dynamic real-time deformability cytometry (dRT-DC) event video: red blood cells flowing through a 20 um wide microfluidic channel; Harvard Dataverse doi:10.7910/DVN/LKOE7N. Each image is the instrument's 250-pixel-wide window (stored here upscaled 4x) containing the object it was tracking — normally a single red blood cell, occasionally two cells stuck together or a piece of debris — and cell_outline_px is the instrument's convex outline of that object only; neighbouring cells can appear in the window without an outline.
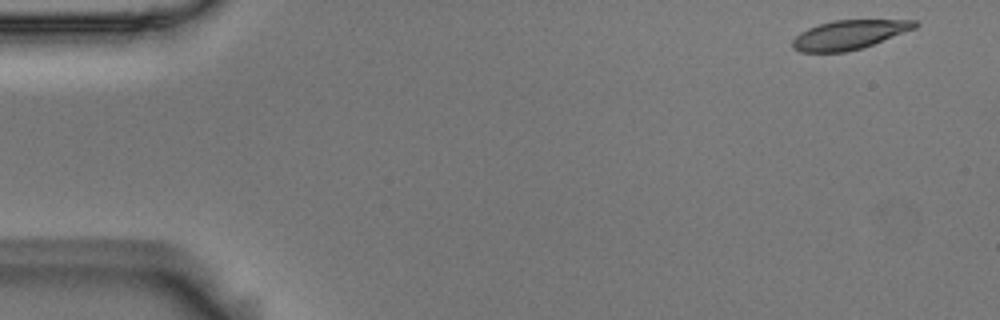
{"species": "Egyptian fruit bat (a non-hibernating species)", "species_latin": "Rousettus aegyptiacus", "temperature_condition": "room temperature", "stored_images_in_passage": 53, "camera_frame_rate_fps": 3000, "um_per_image_px": 0.085, "animal": {"sex": "male"}, "frame": {"image": 1, "passage_image": 2, "time_ms": 0.333, "image_size_px": [1000, 320], "cell_outline_px": [[920, 24], [916, 28], [872, 44], [860, 48], [844, 52], [800, 52], [792, 48], [792, 40], [800, 32], [808, 28], [832, 20], [916, 20]], "centroid_in_image_um": [72.16, 2.95], "position_along_channel_um": 12.8, "area_um2": 20.63}}
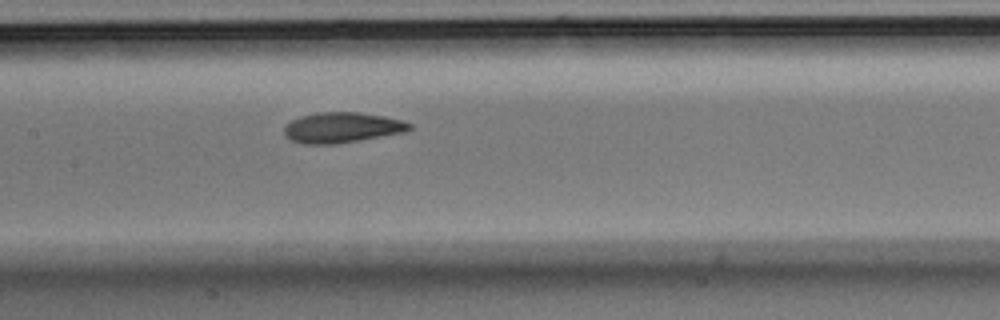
{"frame": {"image": 2, "passage_image": 25, "time_ms": 8.0, "image_size_px": [1000, 320], "cell_outline_px": [[412, 128], [404, 132], [336, 144], [304, 144], [292, 140], [284, 136], [284, 128], [292, 120], [300, 116], [316, 112], [360, 112], [384, 116], [400, 120], [412, 124]], "centroid_in_image_um": [29.05, 10.84], "position_along_channel_um": 178.4, "area_um2": 22.14}}
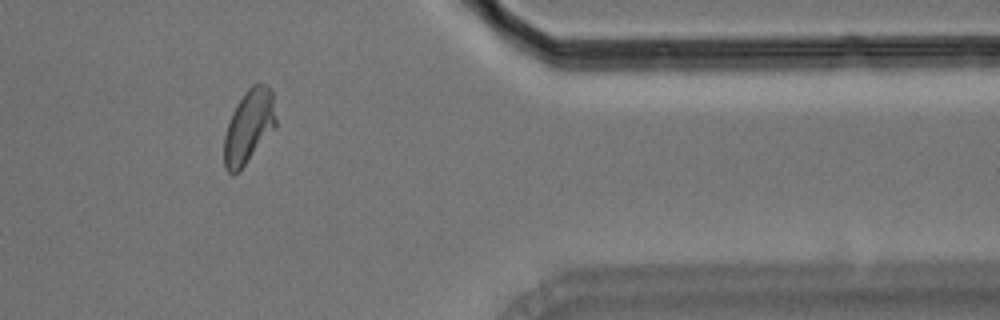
{"frame": {"image": 3, "passage_image": 44, "time_ms": 14.333, "image_size_px": [1000, 320], "cell_outline_px": [[276, 128], [240, 172], [232, 176], [224, 168], [224, 136], [232, 112], [236, 104], [244, 92], [252, 84], [268, 84], [272, 88], [276, 120]], "centroid_in_image_um": [21.16, 10.78], "position_along_channel_um": 390.2, "area_um2": 22.77}, "authors_computed_cell_mechanics": {"area_um2": 22.1952, "velocity_mm_per_s": 3.6752, "shape_relaxation_time_tau1_ms": 6.1339, "shape_relaxation_time_tau2_ms": 1.9901, "deformation_change_tau1": 0.1656, "deformation_change_tau2": 0.0806}}